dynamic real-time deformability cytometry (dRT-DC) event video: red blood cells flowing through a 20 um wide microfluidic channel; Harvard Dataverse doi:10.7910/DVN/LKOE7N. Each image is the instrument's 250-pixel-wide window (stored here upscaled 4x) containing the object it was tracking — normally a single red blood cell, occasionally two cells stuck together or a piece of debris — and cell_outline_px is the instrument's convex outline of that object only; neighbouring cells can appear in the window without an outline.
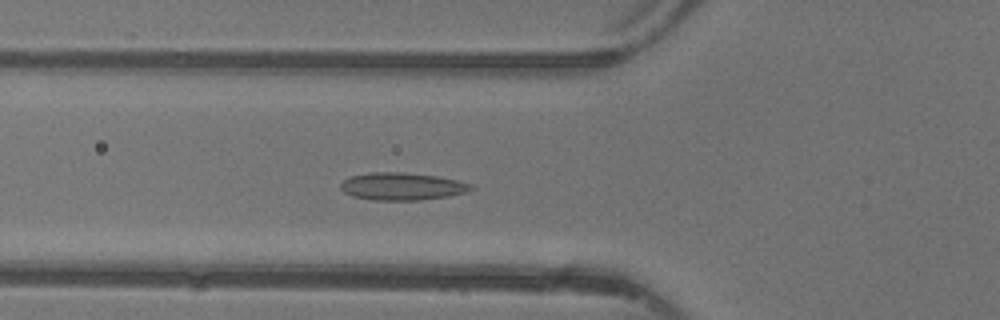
{"species": "common noctule bat (a hibernating species)", "species_latin": "Nyctalus noctula", "temperature_condition": "warm", "stored_images_in_passage": 41, "camera_frame_rate_fps": 3000, "um_per_image_px": 0.085, "animal": {"sex": "female"}, "frame": {"image": 1, "passage_image": 11, "time_ms": 3.333, "image_size_px": [1000, 320], "cell_outline_px": [[472, 188], [468, 192], [448, 196], [420, 200], [372, 200], [352, 196], [344, 192], [340, 188], [340, 184], [348, 176], [368, 172], [404, 172], [436, 176], [456, 180], [472, 184]], "centroid_in_image_um": [34.13, 15.84], "position_along_channel_um": 91.7, "area_um2": 20.98}}
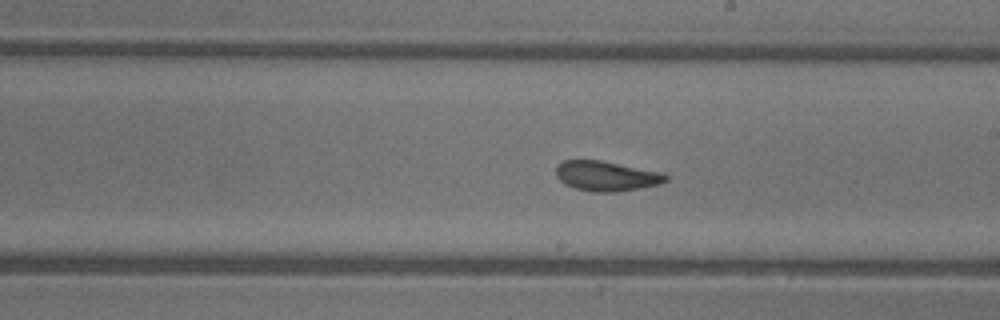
{"frame": {"image": 2, "passage_image": 21, "time_ms": 6.667, "image_size_px": [1000, 320], "cell_outline_px": [[668, 180], [660, 184], [640, 188], [616, 192], [592, 192], [576, 188], [564, 184], [556, 176], [556, 164], [564, 160], [600, 160], [660, 172], [668, 176]], "centroid_in_image_um": [51.51, 14.96], "position_along_channel_um": 237.5, "area_um2": 19.13}}
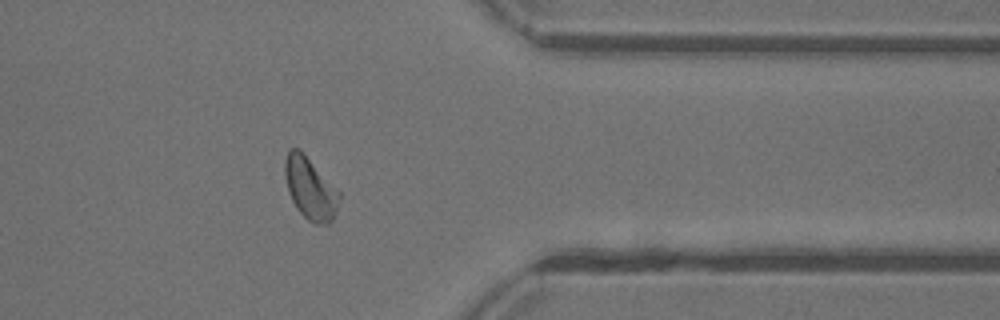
{"frame": {"image": 3, "passage_image": 32, "time_ms": 10.333, "image_size_px": [1000, 320], "cell_outline_px": [[340, 196], [336, 212], [332, 220], [328, 224], [316, 224], [308, 220], [296, 208], [288, 192], [284, 176], [284, 160], [288, 148], [300, 148], [340, 192]], "centroid_in_image_um": [26.34, 15.98], "position_along_channel_um": 385.1, "area_um2": 19.83}, "authors_computed_cell_mechanics": {"area_um2": 19.363, "velocity_mm_per_s": 4.3655, "shape_relaxation_time_tau1_ms": 4.4291, "shape_relaxation_time_tau2_ms": 1.5142, "deformation_change_tau1": 0.1515, "deformation_change_tau2": 0.091}}